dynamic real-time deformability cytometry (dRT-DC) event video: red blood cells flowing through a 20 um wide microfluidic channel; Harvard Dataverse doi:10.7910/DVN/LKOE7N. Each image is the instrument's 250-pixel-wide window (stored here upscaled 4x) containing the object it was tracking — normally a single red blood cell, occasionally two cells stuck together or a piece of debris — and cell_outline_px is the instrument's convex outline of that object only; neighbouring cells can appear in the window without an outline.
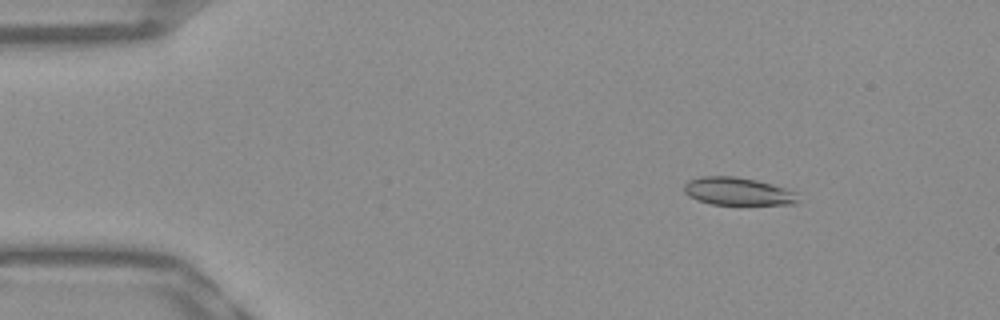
{"species": "Egyptian fruit bat (a non-hibernating species)", "species_latin": "Rousettus aegyptiacus", "temperature_condition": "warm", "stored_images_in_passage": 52, "camera_frame_rate_fps": 3000, "um_per_image_px": 0.085, "frame": {"image": 1, "passage_image": 7, "time_ms": 2.0, "image_size_px": [1000, 320], "cell_outline_px": [[800, 200], [796, 204], [712, 204], [696, 200], [688, 196], [684, 192], [684, 184], [688, 180], [700, 176], [736, 176], [756, 180], [784, 188], [796, 192]], "centroid_in_image_um": [62.68, 16.26], "position_along_channel_um": 22.3, "area_um2": 18.5}}
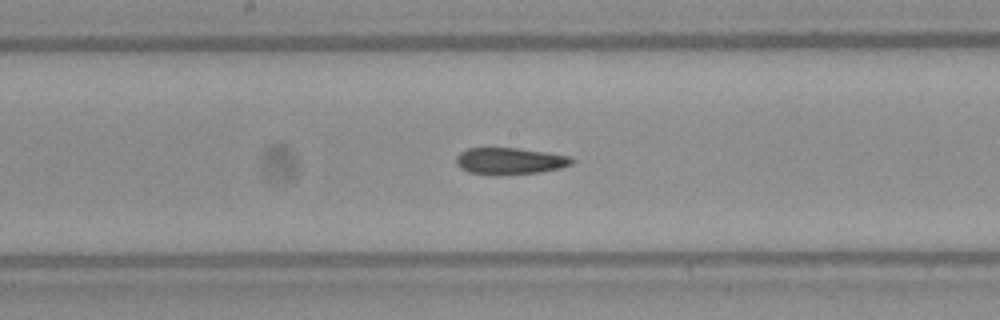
{"frame": {"image": 2, "passage_image": 27, "time_ms": 8.667, "image_size_px": [1000, 320], "cell_outline_px": [[576, 160], [572, 164], [560, 168], [540, 172], [496, 176], [468, 172], [460, 168], [456, 164], [456, 156], [460, 152], [468, 148], [516, 148], [548, 152], [572, 156]], "centroid_in_image_um": [43.35, 13.69], "position_along_channel_um": 204.9, "area_um2": 18.38}}
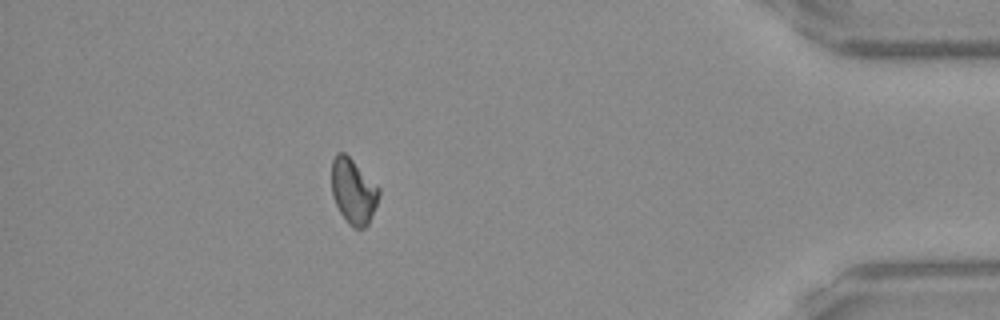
{"frame": {"image": 3, "passage_image": 46, "time_ms": 15.0, "image_size_px": [1000, 320], "cell_outline_px": [[380, 196], [368, 224], [364, 228], [352, 228], [348, 224], [340, 212], [332, 196], [332, 160], [336, 152], [344, 152], [380, 188]], "centroid_in_image_um": [30.03, 16.27], "position_along_channel_um": 405.2, "area_um2": 17.92}, "authors_computed_cell_mechanics": {"area_um2": 18.6405, "velocity_mm_per_s": 3.9181, "shape_relaxation_time_tau1_ms": null, "shape_relaxation_time_tau2_ms": 2.723, "deformation_change_tau1": null, "deformation_change_tau2": 0.0862}}